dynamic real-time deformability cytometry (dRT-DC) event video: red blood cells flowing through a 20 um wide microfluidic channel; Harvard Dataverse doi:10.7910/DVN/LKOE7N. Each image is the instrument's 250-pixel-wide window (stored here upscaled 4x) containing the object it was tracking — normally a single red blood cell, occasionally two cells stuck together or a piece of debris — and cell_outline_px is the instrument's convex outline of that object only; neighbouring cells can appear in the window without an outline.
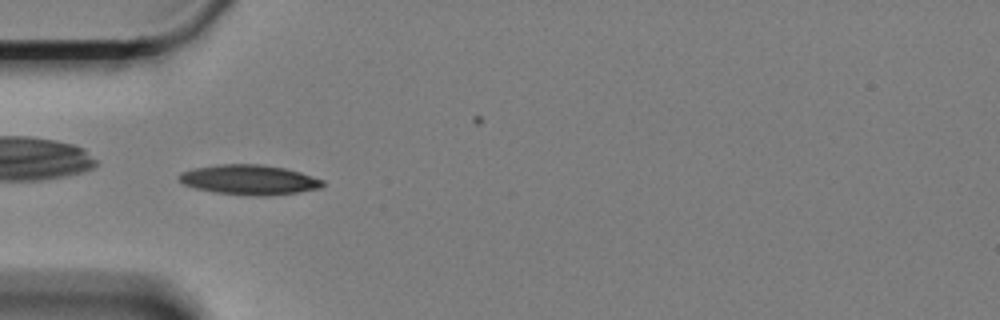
{"species": "Egyptian fruit bat (a non-hibernating species)", "species_latin": "Rousettus aegyptiacus", "temperature_condition": "cold", "stored_images_in_passage": 45, "camera_frame_rate_fps": 3000, "um_per_image_px": 0.085, "animal": {"sex": "female"}, "frame": {"image": 1, "passage_image": 3, "time_ms": 0.667, "image_size_px": [1000, 320], "cell_outline_px": [[324, 184], [320, 188], [296, 192], [264, 196], [256, 196], [216, 192], [196, 188], [184, 184], [176, 180], [176, 176], [180, 172], [192, 168], [216, 164], [264, 164], [284, 168], [300, 172], [324, 180]], "centroid_in_image_um": [21.13, 15.26], "position_along_channel_um": 63.9, "area_um2": 25.09}}
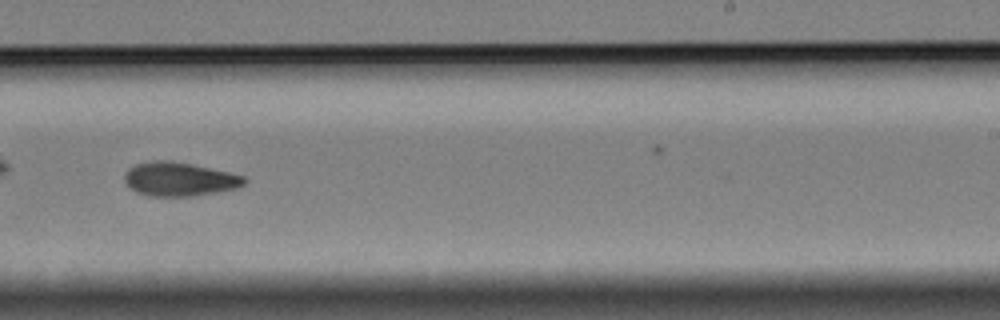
{"frame": {"image": 2, "passage_image": 22, "time_ms": 7.0, "image_size_px": [1000, 320], "cell_outline_px": [[248, 180], [244, 184], [236, 188], [220, 192], [192, 196], [148, 196], [136, 192], [128, 188], [124, 180], [124, 172], [128, 168], [136, 164], [156, 160], [168, 160], [192, 164], [228, 172], [244, 176]], "centroid_in_image_um": [15.21, 15.23], "position_along_channel_um": 273.8, "area_um2": 23.81}}
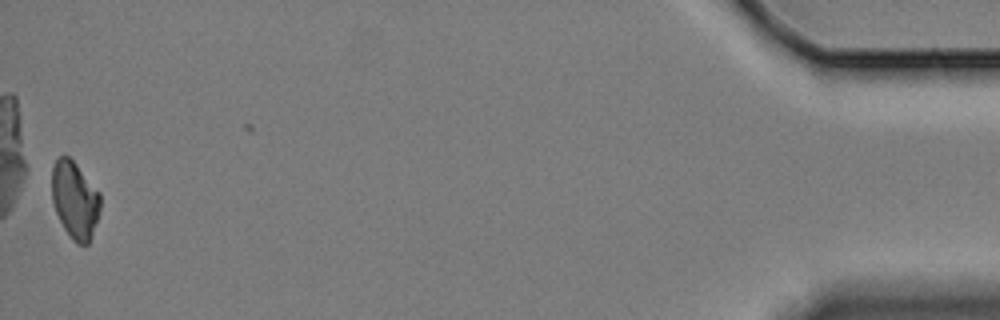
{"frame": {"image": 3, "passage_image": 44, "time_ms": 14.333, "image_size_px": [1000, 320], "cell_outline_px": [[100, 212], [92, 236], [88, 244], [76, 244], [72, 240], [64, 228], [56, 212], [52, 200], [52, 168], [56, 160], [60, 156], [68, 156], [76, 164], [100, 192]], "centroid_in_image_um": [6.37, 17.01], "position_along_channel_um": 428.8, "area_um2": 21.79}, "authors_computed_cell_mechanics": {"area_um2": 23.2934, "velocity_mm_per_s": 3.3225, "shape_relaxation_time_tau1_ms": 6.7518, "shape_relaxation_time_tau2_ms": null, "deformation_change_tau1": 0.1457, "deformation_change_tau2": null}}